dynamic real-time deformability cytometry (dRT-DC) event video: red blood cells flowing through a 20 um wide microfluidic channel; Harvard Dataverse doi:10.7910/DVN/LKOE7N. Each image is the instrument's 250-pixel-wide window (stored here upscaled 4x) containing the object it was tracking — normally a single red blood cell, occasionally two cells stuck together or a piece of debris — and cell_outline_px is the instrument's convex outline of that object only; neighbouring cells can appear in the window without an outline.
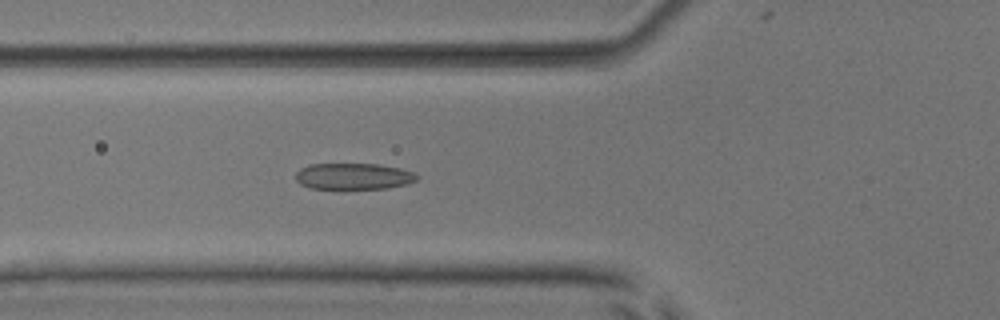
{"species": "common noctule bat (a hibernating species)", "species_latin": "Nyctalus noctula", "temperature_condition": "room temperature", "stored_images_in_passage": 7, "camera_frame_rate_fps": 3000, "um_per_image_px": 0.085, "animal": {"sex": "male", "body_mass_g": 17.9, "forearm_length_mm": 54.2}, "frame": {"image": 1, "passage_image": 7, "time_ms": 7.667, "image_size_px": [1000, 320], "cell_outline_px": [[420, 176], [416, 180], [408, 184], [388, 188], [312, 188], [300, 184], [296, 180], [296, 172], [300, 168], [308, 164], [380, 164], [400, 168], [416, 172]], "centroid_in_image_um": [30.09, 14.97], "position_along_channel_um": 95.7, "area_um2": 18.67}}